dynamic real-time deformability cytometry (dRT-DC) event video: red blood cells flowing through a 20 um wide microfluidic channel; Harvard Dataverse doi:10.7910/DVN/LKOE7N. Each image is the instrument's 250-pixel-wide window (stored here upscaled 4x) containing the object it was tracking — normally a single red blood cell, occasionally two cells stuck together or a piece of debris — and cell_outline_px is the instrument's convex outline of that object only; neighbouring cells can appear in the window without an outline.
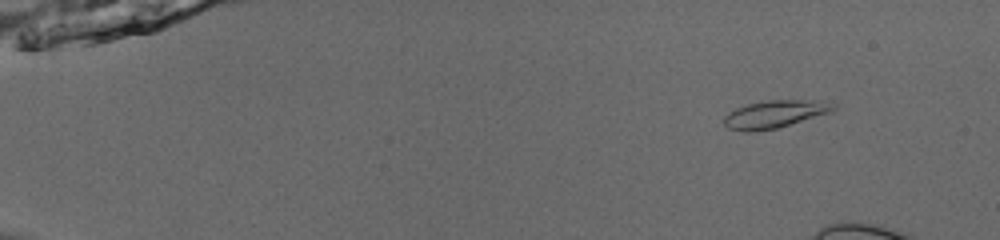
{"species": "common noctule bat (a hibernating species)", "species_latin": "Nyctalus noctula", "temperature_condition": "room temperature", "stored_images_in_passage": 23, "camera_frame_rate_fps": 3000, "um_per_image_px": 0.085, "animal": {"sex": "male", "body_mass_g": 13.0, "forearm_length_mm": 53.1}, "frame": {"image": 1, "passage_image": 7, "time_ms": 2.0, "image_size_px": [1000, 240], "cell_outline_px": [[836, 108], [828, 112], [776, 128], [756, 132], [744, 132], [728, 128], [724, 124], [724, 116], [728, 112], [736, 108], [748, 104], [768, 100], [812, 100], [836, 104]], "centroid_in_image_um": [65.77, 9.71], "position_along_channel_um": 19.2, "area_um2": 17.28}}
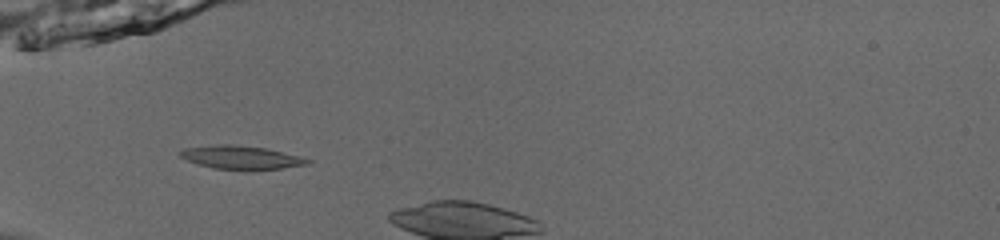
{"frame": {"image": 2, "passage_image": 20, "time_ms": 6.333, "image_size_px": [1000, 240], "cell_outline_px": [[312, 160], [308, 164], [280, 168], [212, 168], [188, 160], [180, 156], [176, 152], [184, 148], [216, 144], [236, 144], [264, 148], [300, 156]], "centroid_in_image_um": [20.44, 13.34], "position_along_channel_um": 64.6, "area_um2": 16.82}}